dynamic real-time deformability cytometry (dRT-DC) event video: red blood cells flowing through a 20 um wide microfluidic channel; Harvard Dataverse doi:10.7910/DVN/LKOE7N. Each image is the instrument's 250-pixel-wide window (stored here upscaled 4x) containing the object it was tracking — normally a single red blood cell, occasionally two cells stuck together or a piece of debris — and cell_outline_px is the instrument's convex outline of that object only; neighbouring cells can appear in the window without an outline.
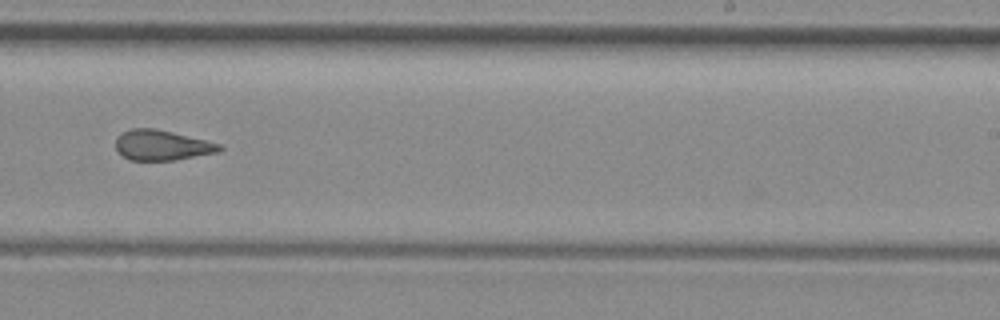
{"species": "common noctule bat (a hibernating species)", "species_latin": "Nyctalus noctula", "temperature_condition": "room temperature", "stored_images_in_passage": 46, "camera_frame_rate_fps": 3000, "um_per_image_px": 0.085, "animal": {"sex": "female", "body_mass_g": 29.2, "forearm_length_mm": 56.3}, "frame": {"image": 1, "passage_image": 30, "time_ms": 9.667, "image_size_px": [1000, 320], "cell_outline_px": [[224, 148], [220, 152], [176, 160], [128, 160], [116, 148], [116, 140], [124, 132], [132, 128], [152, 128], [172, 132], [220, 144]], "centroid_in_image_um": [13.8, 12.36], "position_along_channel_um": 275.2, "area_um2": 18.03}}